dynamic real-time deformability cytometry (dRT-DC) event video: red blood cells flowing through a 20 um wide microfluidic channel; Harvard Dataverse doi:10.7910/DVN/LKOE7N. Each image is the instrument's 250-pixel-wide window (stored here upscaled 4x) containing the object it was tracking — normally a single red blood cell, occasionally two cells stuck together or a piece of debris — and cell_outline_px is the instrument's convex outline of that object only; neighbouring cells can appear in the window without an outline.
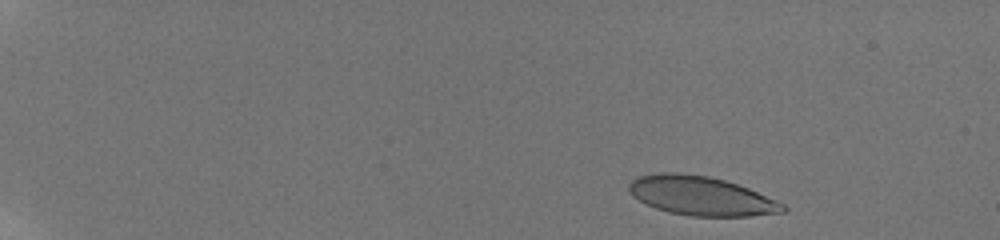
{"species": "human", "species_latin": "Homo sapiens", "temperature_condition": "room temperature", "stored_images_in_passage": 11, "camera_frame_rate_fps": 3000, "um_per_image_px": 0.085, "donor": {"sex": "male"}, "frame": {"image": 1, "passage_image": 3, "time_ms": 0.667, "image_size_px": [1000, 240], "cell_outline_px": [[788, 208], [784, 212], [748, 216], [688, 216], [668, 212], [656, 208], [632, 196], [628, 188], [628, 184], [632, 180], [640, 176], [660, 172], [680, 172], [708, 176], [724, 180], [748, 188], [776, 200], [784, 204]], "centroid_in_image_um": [59.58, 16.65], "position_along_channel_um": 25.4, "area_um2": 34.97}}
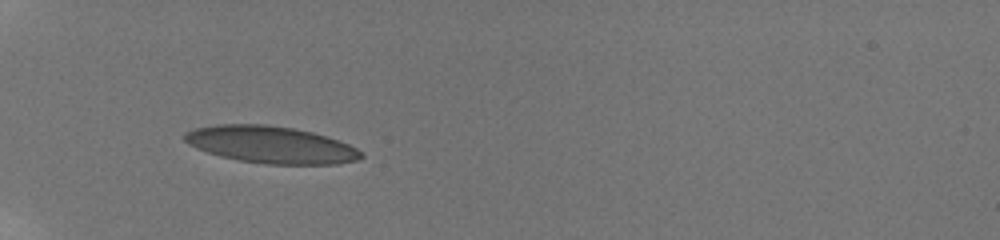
{"frame": {"image": 2, "passage_image": 10, "time_ms": 3.0, "image_size_px": [1000, 240], "cell_outline_px": [[364, 156], [356, 160], [336, 164], [264, 164], [240, 160], [220, 156], [196, 148], [188, 144], [184, 140], [184, 132], [196, 128], [216, 124], [268, 124], [292, 128], [312, 132], [348, 144], [356, 148]], "centroid_in_image_um": [22.98, 12.29], "position_along_channel_um": 62.0, "area_um2": 37.86}}